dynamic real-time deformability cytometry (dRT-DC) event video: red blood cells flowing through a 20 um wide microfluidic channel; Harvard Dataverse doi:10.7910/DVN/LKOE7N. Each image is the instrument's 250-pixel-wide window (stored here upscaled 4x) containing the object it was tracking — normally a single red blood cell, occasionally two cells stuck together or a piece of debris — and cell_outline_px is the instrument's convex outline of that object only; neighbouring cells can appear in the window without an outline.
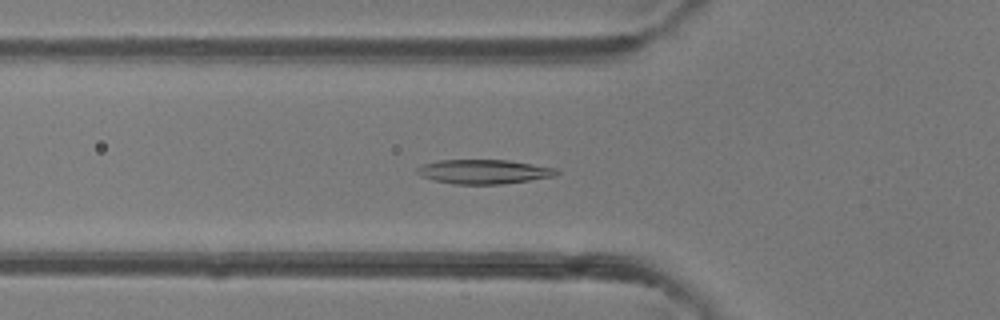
{"species": "common noctule bat (a hibernating species)", "species_latin": "Nyctalus noctula", "temperature_condition": "room temperature", "stored_images_in_passage": 39, "camera_frame_rate_fps": 3000, "um_per_image_px": 0.085, "animal": {"sex": "female"}, "frame": {"image": 1, "passage_image": 17, "time_ms": 5.333, "image_size_px": [1000, 320], "cell_outline_px": [[560, 172], [556, 176], [500, 184], [452, 184], [420, 176], [416, 172], [416, 168], [424, 164], [440, 160], [508, 160], [556, 168]], "centroid_in_image_um": [41.12, 14.59], "position_along_channel_um": 84.7, "area_um2": 19.59}}
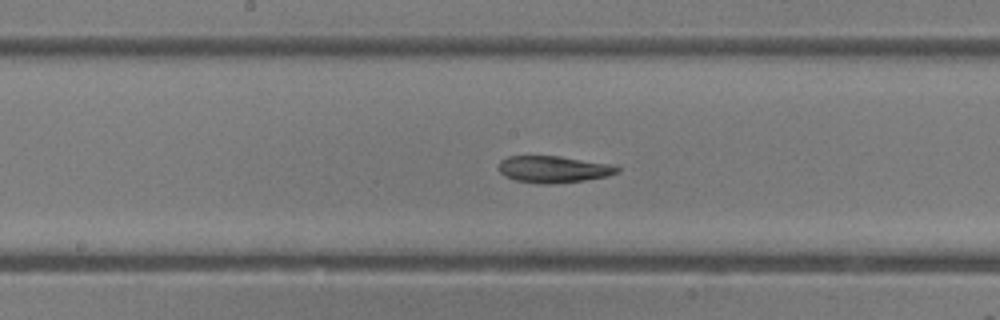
{"frame": {"image": 2, "passage_image": 25, "time_ms": 8.0, "image_size_px": [1000, 320], "cell_outline_px": [[620, 172], [608, 176], [584, 180], [556, 184], [540, 184], [516, 180], [504, 176], [500, 172], [500, 160], [508, 156], [560, 156], [612, 164], [620, 168]], "centroid_in_image_um": [47.08, 14.39], "position_along_channel_um": 201.1, "area_um2": 18.61}}
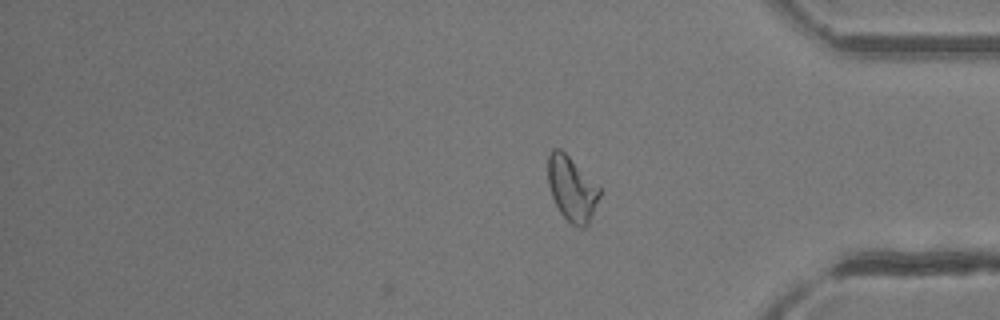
{"frame": {"image": 3, "passage_image": 39, "time_ms": 12.667, "image_size_px": [1000, 320], "cell_outline_px": [[600, 196], [588, 228], [580, 228], [572, 224], [560, 212], [552, 196], [548, 184], [548, 156], [552, 148], [560, 148], [600, 184]], "centroid_in_image_um": [48.65, 16.04], "position_along_channel_um": 386.6, "area_um2": 19.88}, "authors_computed_cell_mechanics": {"area_um2": 19.4208, "velocity_mm_per_s": 4.3246, "shape_relaxation_time_tau1_ms": 6.5557, "shape_relaxation_time_tau2_ms": 3.4518, "deformation_change_tau1": 0.2095, "deformation_change_tau2": 0.0915}}